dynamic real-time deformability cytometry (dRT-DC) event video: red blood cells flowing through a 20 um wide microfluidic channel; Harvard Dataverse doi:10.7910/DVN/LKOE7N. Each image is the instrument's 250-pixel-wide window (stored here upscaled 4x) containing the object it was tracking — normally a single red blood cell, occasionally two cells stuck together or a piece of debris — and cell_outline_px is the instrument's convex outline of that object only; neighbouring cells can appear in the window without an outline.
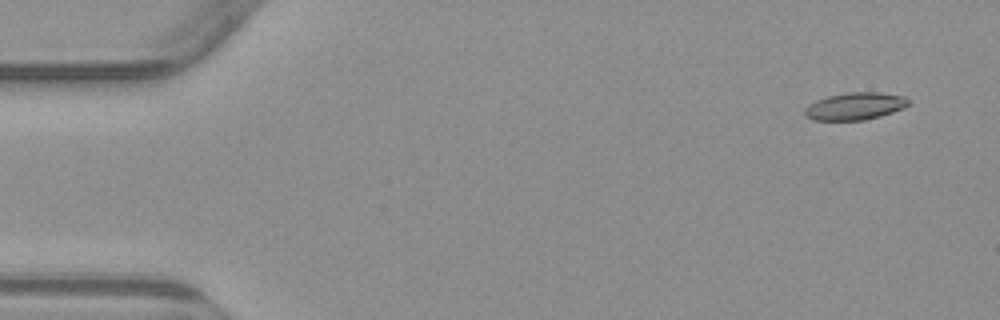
{"species": "common noctule bat (a hibernating species)", "species_latin": "Nyctalus noctula", "temperature_condition": "warm", "stored_images_in_passage": 3, "segment_of_instrument_passage": [2, 2], "camera_frame_rate_fps": 3000, "um_per_image_px": 0.085, "animal": {"sex": "male", "body_mass_g": 23.1, "forearm_length_mm": 52.7}, "frame": {"image": 1, "passage_image": 3, "time_ms": 3.333, "image_size_px": [1000, 320], "cell_outline_px": [[908, 104], [904, 108], [880, 116], [864, 120], [812, 120], [804, 116], [804, 108], [808, 104], [816, 100], [828, 96], [848, 92], [880, 92], [904, 96], [908, 100]], "centroid_in_image_um": [72.64, 9.03], "position_along_channel_um": 12.4, "area_um2": 16.59}}